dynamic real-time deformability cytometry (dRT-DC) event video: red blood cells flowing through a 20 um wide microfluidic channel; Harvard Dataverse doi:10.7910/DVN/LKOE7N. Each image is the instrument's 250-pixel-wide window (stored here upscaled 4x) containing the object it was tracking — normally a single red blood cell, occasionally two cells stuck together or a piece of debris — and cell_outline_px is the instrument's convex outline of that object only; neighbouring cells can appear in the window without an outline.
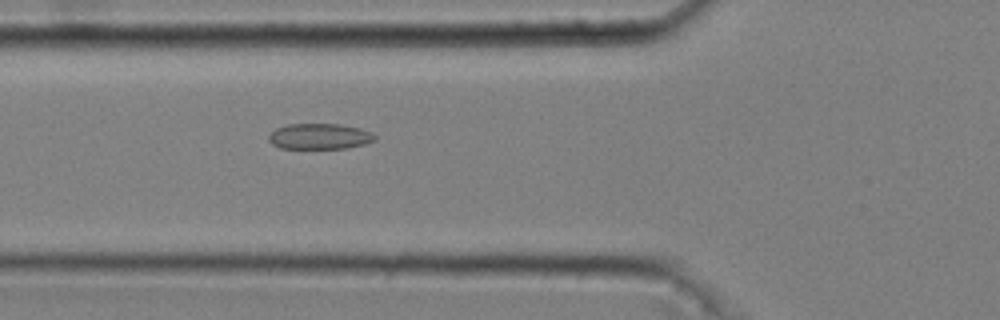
{"species": "common noctule bat (a hibernating species)", "species_latin": "Nyctalus noctula", "temperature_condition": "cold", "stored_images_in_passage": 49, "camera_frame_rate_fps": 3000, "um_per_image_px": 0.085, "animal": {"sex": "male", "body_mass_g": 20.4}, "frame": {"image": 1, "passage_image": 20, "time_ms": 6.333, "image_size_px": [1000, 320], "cell_outline_px": [[376, 140], [364, 144], [348, 148], [280, 148], [272, 144], [268, 140], [268, 136], [276, 128], [288, 124], [340, 124], [360, 128], [372, 132], [376, 136]], "centroid_in_image_um": [27.18, 11.59], "position_along_channel_um": 98.6, "area_um2": 15.95}}
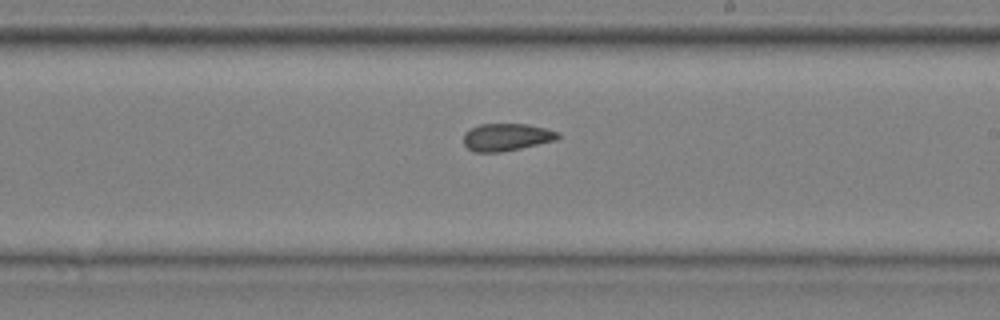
{"frame": {"image": 2, "passage_image": 32, "time_ms": 10.333, "image_size_px": [1000, 320], "cell_outline_px": [[560, 136], [556, 140], [520, 148], [500, 152], [472, 152], [464, 144], [464, 132], [480, 124], [528, 124], [560, 132]], "centroid_in_image_um": [43.05, 11.65], "position_along_channel_um": 246.0, "area_um2": 15.03}}
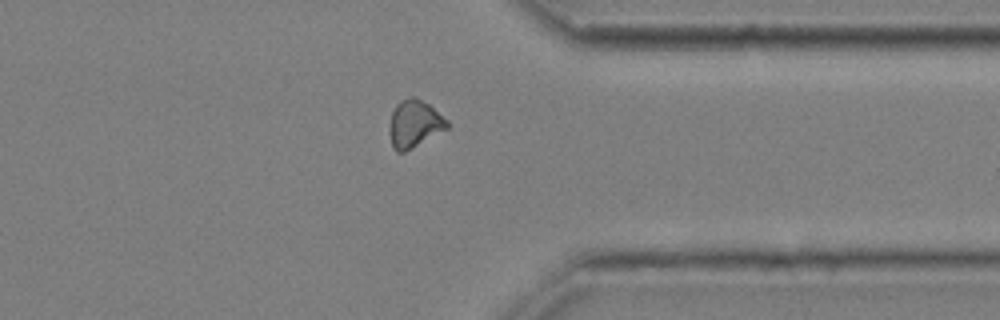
{"frame": {"image": 3, "passage_image": 43, "time_ms": 14.0, "image_size_px": [1000, 320], "cell_outline_px": [[448, 128], [412, 148], [404, 152], [396, 152], [392, 148], [388, 132], [388, 128], [392, 112], [396, 104], [400, 100], [412, 96], [428, 104], [448, 120]], "centroid_in_image_um": [35.18, 10.54], "position_along_channel_um": 376.2, "area_um2": 15.95}, "authors_computed_cell_mechanics": {"area_um2": 15.7216, "velocity_mm_per_s": 3.6801, "shape_relaxation_time_tau1_ms": 5.3488, "shape_relaxation_time_tau2_ms": 2.3059, "deformation_change_tau1": 0.0978, "deformation_change_tau2": 0.0854}}